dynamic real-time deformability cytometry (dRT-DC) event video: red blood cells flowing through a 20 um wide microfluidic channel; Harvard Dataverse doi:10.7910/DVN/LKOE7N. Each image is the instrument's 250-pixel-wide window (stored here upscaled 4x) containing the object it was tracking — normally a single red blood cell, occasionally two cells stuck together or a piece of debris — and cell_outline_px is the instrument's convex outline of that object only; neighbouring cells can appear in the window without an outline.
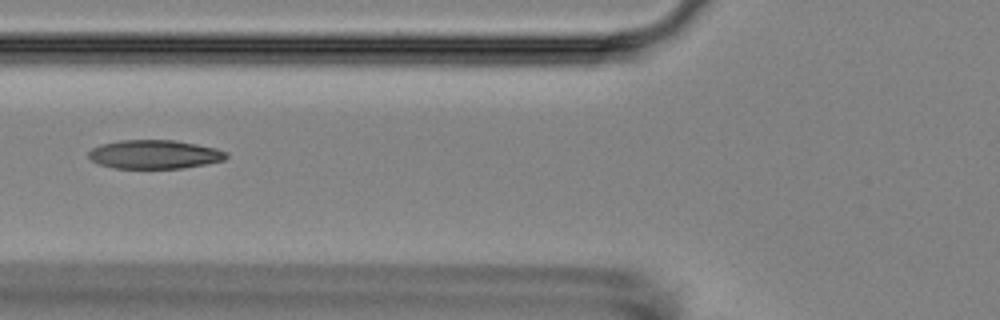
{"species": "Egyptian fruit bat (a non-hibernating species)", "species_latin": "Rousettus aegyptiacus", "temperature_condition": "room temperature", "stored_images_in_passage": 6, "camera_frame_rate_fps": 3000, "um_per_image_px": 0.085, "animal": {"sex": "female"}, "frame": {"image": 1, "passage_image": 6, "time_ms": 5.667, "image_size_px": [1000, 320], "cell_outline_px": [[228, 156], [224, 160], [208, 164], [180, 168], [112, 168], [100, 164], [92, 160], [88, 156], [88, 152], [92, 148], [100, 144], [120, 140], [176, 140], [216, 148], [228, 152]], "centroid_in_image_um": [13.15, 13.12], "position_along_channel_um": 112.7, "area_um2": 23.18}}